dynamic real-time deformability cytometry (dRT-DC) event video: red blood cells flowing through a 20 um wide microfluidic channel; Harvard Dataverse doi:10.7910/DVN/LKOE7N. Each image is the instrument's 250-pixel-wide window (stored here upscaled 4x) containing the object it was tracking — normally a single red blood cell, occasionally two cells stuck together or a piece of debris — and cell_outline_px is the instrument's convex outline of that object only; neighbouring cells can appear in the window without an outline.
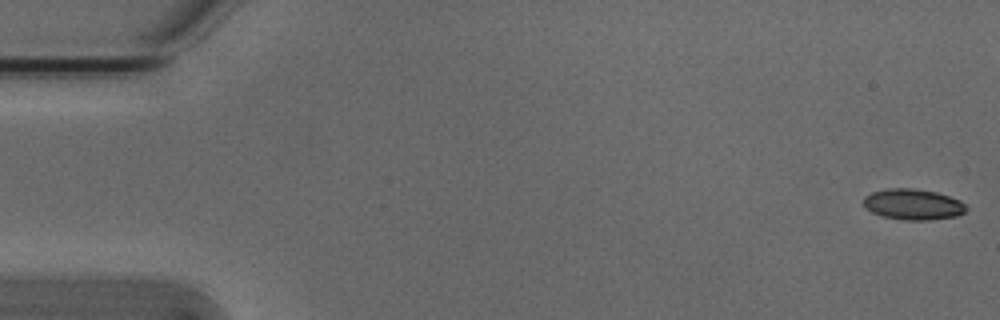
{"species": "Egyptian fruit bat (a non-hibernating species)", "species_latin": "Rousettus aegyptiacus", "temperature_condition": "cold", "stored_images_in_passage": 54, "camera_frame_rate_fps": 3000, "um_per_image_px": 0.085, "animal": {"sex": "male"}, "frame": {"image": 1, "passage_image": 1, "time_ms": 0.0, "image_size_px": [1000, 320], "cell_outline_px": [[968, 208], [964, 212], [956, 216], [928, 220], [904, 220], [884, 216], [872, 212], [864, 208], [864, 196], [872, 192], [888, 188], [912, 188], [936, 192], [960, 200]], "centroid_in_image_um": [77.6, 17.37], "position_along_channel_um": 7.4, "area_um2": 18.38}}
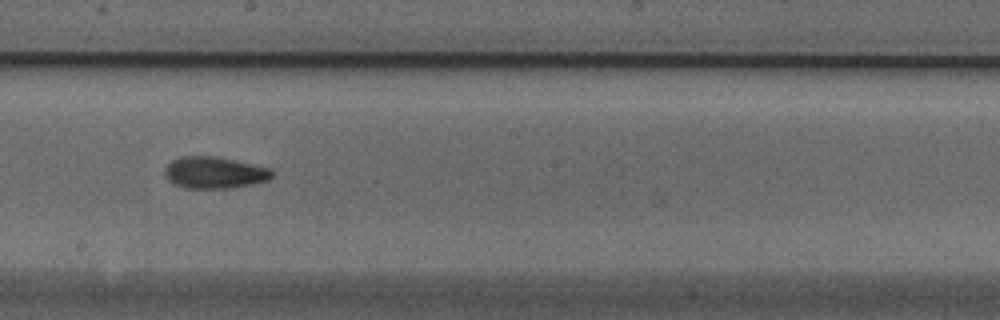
{"frame": {"image": 2, "passage_image": 30, "time_ms": 9.667, "image_size_px": [1000, 320], "cell_outline_px": [[272, 176], [268, 180], [252, 184], [228, 188], [184, 188], [172, 184], [164, 176], [164, 168], [172, 160], [180, 156], [216, 156], [236, 160], [272, 168]], "centroid_in_image_um": [18.19, 14.66], "position_along_channel_um": 230.0, "area_um2": 20.06}}
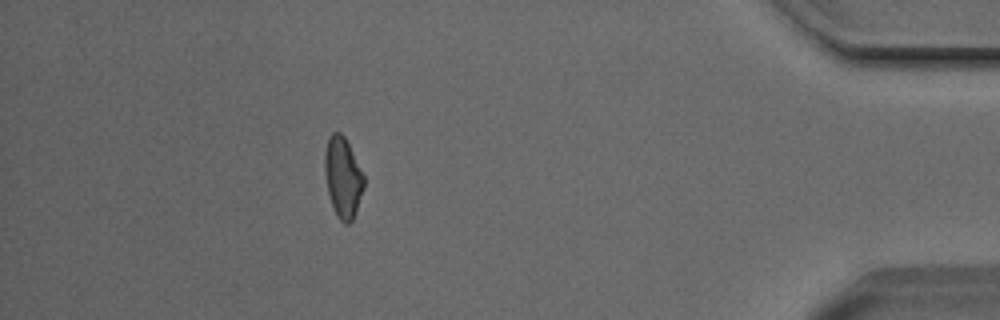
{"frame": {"image": 3, "passage_image": 48, "time_ms": 15.667, "image_size_px": [1000, 320], "cell_outline_px": [[364, 188], [356, 212], [352, 220], [348, 224], [344, 224], [336, 216], [328, 192], [324, 172], [324, 152], [328, 136], [332, 132], [340, 132], [344, 136], [364, 176]], "centroid_in_image_um": [29.13, 15.08], "position_along_channel_um": 406.1, "area_um2": 18.38}, "authors_computed_cell_mechanics": {"area_um2": 18.9295, "velocity_mm_per_s": 3.8187, "shape_relaxation_time_tau1_ms": 10.1607, "shape_relaxation_time_tau2_ms": 3.0846, "deformation_change_tau1": 0.2334, "deformation_change_tau2": 0.0908}}